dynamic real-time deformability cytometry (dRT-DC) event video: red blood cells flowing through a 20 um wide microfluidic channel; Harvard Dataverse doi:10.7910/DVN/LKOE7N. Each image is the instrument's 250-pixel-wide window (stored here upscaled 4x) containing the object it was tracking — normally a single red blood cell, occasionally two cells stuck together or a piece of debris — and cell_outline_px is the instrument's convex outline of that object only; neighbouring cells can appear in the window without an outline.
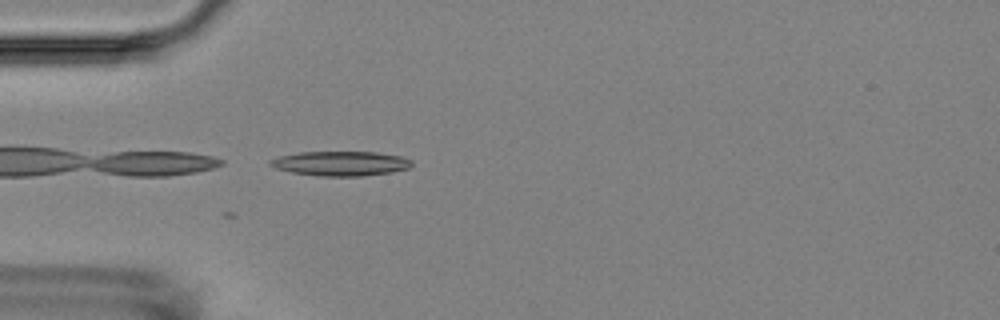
{"species": "Egyptian fruit bat (a non-hibernating species)", "species_latin": "Rousettus aegyptiacus", "temperature_condition": "room temperature", "stored_images_in_passage": 4, "camera_frame_rate_fps": 3000, "um_per_image_px": 0.085, "animal": {"sex": "female"}, "frame": {"image": 1, "passage_image": 4, "time_ms": 3.333, "image_size_px": [1000, 320], "cell_outline_px": [[412, 164], [408, 168], [392, 172], [364, 176], [320, 176], [292, 172], [276, 168], [268, 164], [268, 160], [280, 156], [300, 152], [376, 152], [400, 156], [412, 160]], "centroid_in_image_um": [28.95, 13.89], "position_along_channel_um": 56.0, "area_um2": 20.23}}